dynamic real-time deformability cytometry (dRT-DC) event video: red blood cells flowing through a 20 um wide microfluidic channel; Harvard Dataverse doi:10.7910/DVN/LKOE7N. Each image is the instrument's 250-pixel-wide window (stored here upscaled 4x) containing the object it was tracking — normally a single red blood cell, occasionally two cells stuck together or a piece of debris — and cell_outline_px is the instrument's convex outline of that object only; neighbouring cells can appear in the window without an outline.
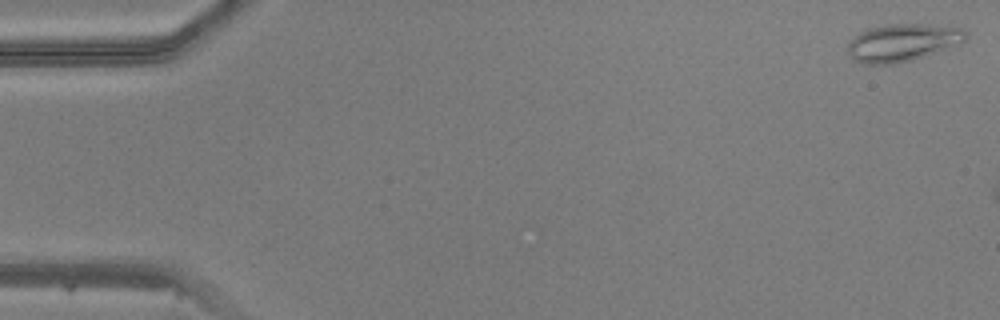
{"species": "common noctule bat (a hibernating species)", "species_latin": "Nyctalus noctula", "temperature_condition": "warm", "stored_images_in_passage": 6, "camera_frame_rate_fps": 3000, "um_per_image_px": 0.085, "animal": {"sex": "male", "body_mass_g": 20.5, "forearm_length_mm": 52.5}, "frame": {"image": 1, "passage_image": 1, "time_ms": 0.0, "image_size_px": [1000, 320], "cell_outline_px": [[968, 36], [964, 40], [924, 56], [912, 60], [892, 64], [864, 64], [852, 60], [848, 52], [848, 44], [860, 32], [868, 28], [884, 24], [920, 24], [960, 28], [968, 32]], "centroid_in_image_um": [76.65, 3.62], "position_along_channel_um": 8.4, "area_um2": 25.37}}